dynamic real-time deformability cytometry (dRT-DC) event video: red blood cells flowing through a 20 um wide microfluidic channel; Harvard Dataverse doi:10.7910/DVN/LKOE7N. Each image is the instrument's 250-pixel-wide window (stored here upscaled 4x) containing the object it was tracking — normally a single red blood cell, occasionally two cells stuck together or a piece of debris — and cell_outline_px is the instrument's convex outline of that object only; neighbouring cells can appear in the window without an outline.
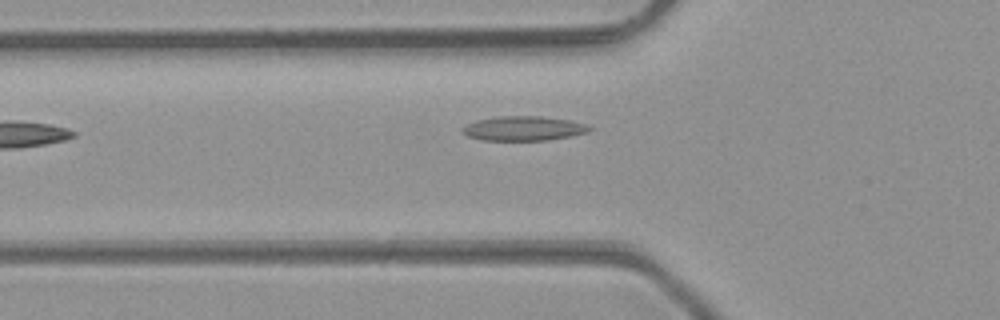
{"species": "common noctule bat (a hibernating species)", "species_latin": "Nyctalus noctula", "temperature_condition": "room temperature", "stored_images_in_passage": 20, "camera_frame_rate_fps": 3000, "um_per_image_px": 0.085, "animal": {"sex": "male", "body_mass_g": 23.1, "forearm_length_mm": 52.7}, "frame": {"image": 1, "passage_image": 2, "time_ms": 0.333, "image_size_px": [1000, 320], "cell_outline_px": [[592, 128], [588, 132], [572, 136], [544, 140], [480, 140], [468, 136], [460, 132], [468, 124], [476, 120], [496, 116], [544, 116], [568, 120], [584, 124]], "centroid_in_image_um": [44.48, 10.91], "position_along_channel_um": 81.3, "area_um2": 18.03}}
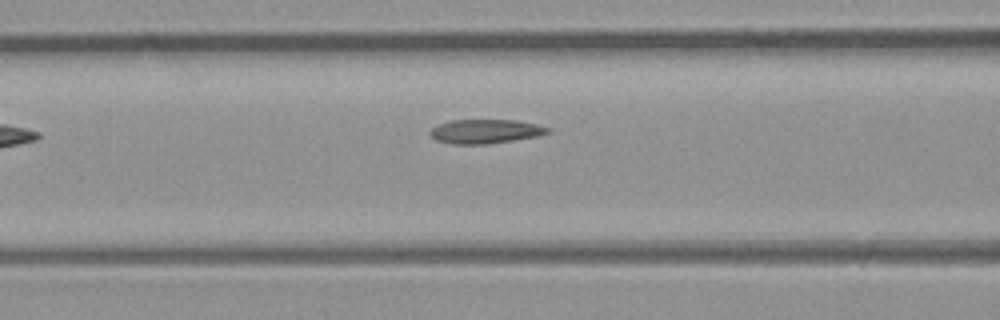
{"frame": {"image": 2, "passage_image": 5, "time_ms": 1.333, "image_size_px": [1000, 320], "cell_outline_px": [[552, 132], [536, 136], [488, 144], [452, 144], [436, 140], [428, 132], [432, 128], [440, 124], [452, 120], [516, 120], [536, 124], [552, 128]], "centroid_in_image_um": [41.28, 11.16], "position_along_channel_um": 125.3, "area_um2": 16.47}}
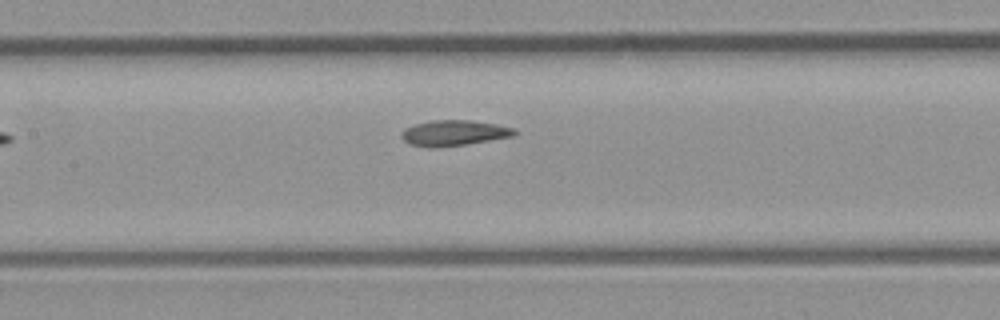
{"frame": {"image": 3, "passage_image": 8, "time_ms": 2.333, "image_size_px": [1000, 320], "cell_outline_px": [[520, 132], [512, 136], [464, 144], [436, 148], [428, 148], [408, 144], [400, 136], [404, 128], [416, 124], [432, 120], [472, 120], [496, 124], [516, 128]], "centroid_in_image_um": [38.57, 11.3], "position_along_channel_um": 168.8, "area_um2": 16.94}}